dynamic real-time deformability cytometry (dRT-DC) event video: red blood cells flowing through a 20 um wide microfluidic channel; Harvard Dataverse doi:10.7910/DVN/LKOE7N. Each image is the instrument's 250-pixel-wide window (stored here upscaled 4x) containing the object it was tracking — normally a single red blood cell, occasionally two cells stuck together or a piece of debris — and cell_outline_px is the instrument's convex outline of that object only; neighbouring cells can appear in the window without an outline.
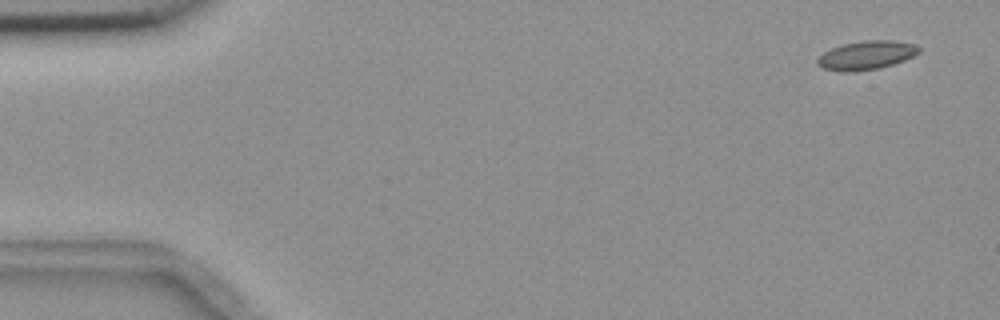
{"species": "common noctule bat (a hibernating species)", "species_latin": "Nyctalus noctula", "temperature_condition": "room temperature", "stored_images_in_passage": 4, "camera_frame_rate_fps": 3000, "um_per_image_px": 0.085, "animal": {"sex": "female", "body_mass_g": 18.4}, "frame": {"image": 1, "passage_image": 1, "time_ms": 0.0, "image_size_px": [1000, 320], "cell_outline_px": [[920, 52], [904, 60], [880, 68], [852, 72], [840, 72], [824, 68], [816, 64], [816, 60], [824, 52], [832, 48], [844, 44], [864, 40], [892, 40], [916, 44], [920, 48]], "centroid_in_image_um": [73.64, 4.7], "position_along_channel_um": 11.4, "area_um2": 16.99}}